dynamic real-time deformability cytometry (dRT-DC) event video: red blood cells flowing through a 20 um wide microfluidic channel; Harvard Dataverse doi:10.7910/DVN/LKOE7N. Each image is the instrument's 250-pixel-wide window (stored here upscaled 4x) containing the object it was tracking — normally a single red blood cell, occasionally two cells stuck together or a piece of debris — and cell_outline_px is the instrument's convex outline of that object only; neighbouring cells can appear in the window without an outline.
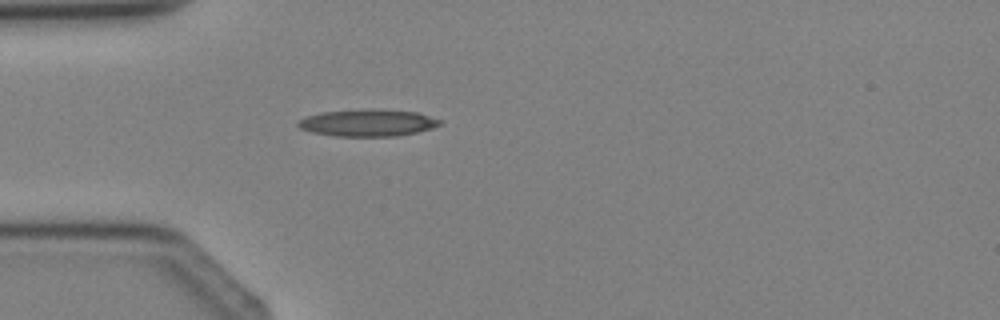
{"species": "Egyptian fruit bat (a non-hibernating species)", "species_latin": "Rousettus aegyptiacus", "temperature_condition": "cold", "stored_images_in_passage": 1, "camera_frame_rate_fps": 3000, "um_per_image_px": 0.085, "animal": {"sex": "female"}, "frame": {"image": 1, "passage_image": 1, "time_ms": 0.0, "image_size_px": [1000, 320], "cell_outline_px": [[440, 124], [432, 128], [416, 132], [396, 136], [336, 136], [312, 132], [300, 128], [296, 124], [300, 120], [308, 116], [320, 112], [416, 112], [440, 120]], "centroid_in_image_um": [31.23, 10.5], "position_along_channel_um": 53.8, "area_um2": 20.75}}